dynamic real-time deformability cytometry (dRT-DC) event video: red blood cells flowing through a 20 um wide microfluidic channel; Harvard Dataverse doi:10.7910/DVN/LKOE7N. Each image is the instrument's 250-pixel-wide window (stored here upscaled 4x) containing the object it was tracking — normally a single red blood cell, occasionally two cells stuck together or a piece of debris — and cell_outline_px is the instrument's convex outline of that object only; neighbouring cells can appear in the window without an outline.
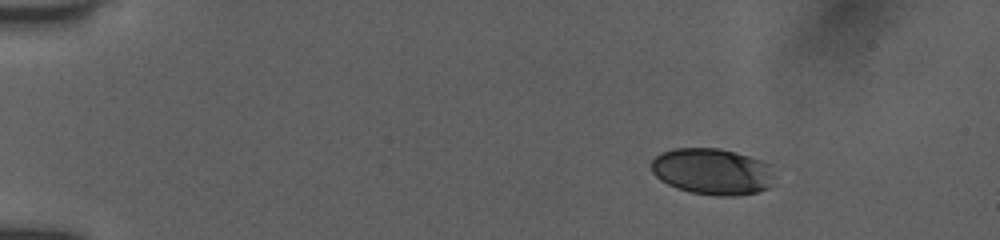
{"species": "human", "species_latin": "Homo sapiens", "temperature_condition": "room temperature", "stored_images_in_passage": 33, "camera_frame_rate_fps": 3000, "um_per_image_px": 0.085, "donor": {"sex": "female"}, "frame": {"image": 1, "passage_image": 4, "time_ms": 2.0, "image_size_px": [1000, 240], "cell_outline_px": [[772, 184], [768, 188], [756, 192], [736, 196], [716, 196], [692, 192], [676, 188], [660, 180], [652, 172], [652, 160], [660, 152], [672, 148], [720, 148], [736, 152], [772, 164]], "centroid_in_image_um": [60.54, 14.57], "position_along_channel_um": 24.5, "area_um2": 33.47}}
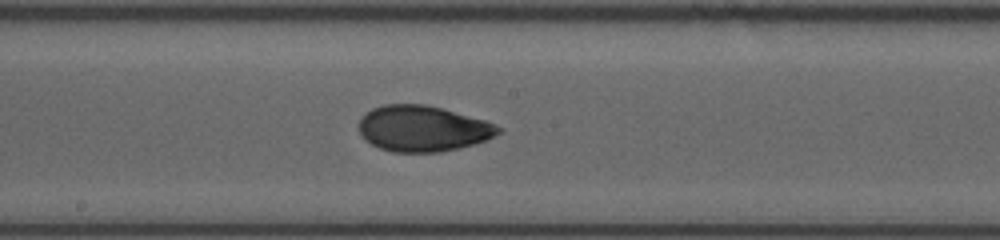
{"frame": {"image": 2, "passage_image": 21, "time_ms": 9.333, "image_size_px": [1000, 240], "cell_outline_px": [[504, 128], [500, 132], [484, 140], [460, 148], [440, 152], [392, 152], [380, 148], [364, 140], [356, 124], [360, 116], [364, 112], [372, 108], [384, 104], [424, 104], [440, 108], [484, 120], [496, 124]], "centroid_in_image_um": [35.87, 10.92], "position_along_channel_um": 212.3, "area_um2": 37.4}}
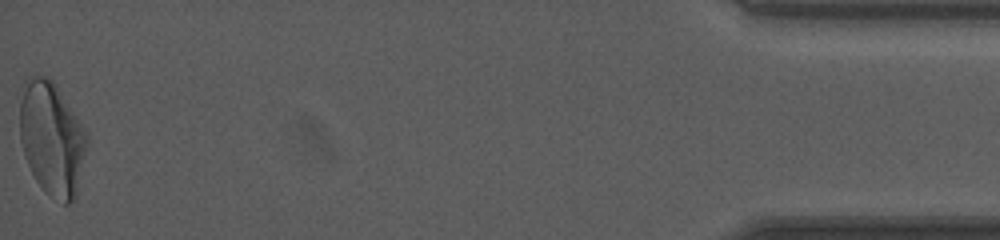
{"frame": {"image": 3, "passage_image": 33, "time_ms": 17.0, "image_size_px": [1000, 240], "cell_outline_px": [[88, 144], [76, 196], [68, 204], [64, 204], [44, 192], [36, 180], [24, 156], [20, 140], [20, 100], [28, 84], [36, 76], [44, 76], [52, 80], [56, 84], [88, 132]], "centroid_in_image_um": [4.45, 11.83], "position_along_channel_um": 430.8, "area_um2": 44.22}, "authors_computed_cell_mechanics": {"area_um2": 36.0672, "velocity_mm_per_s": 3.971, "shape_relaxation_time_tau1_ms": 3.6795, "shape_relaxation_time_tau2_ms": 1.3857, "deformation_change_tau1": 0.1627, "deformation_change_tau2": 0.0538}}